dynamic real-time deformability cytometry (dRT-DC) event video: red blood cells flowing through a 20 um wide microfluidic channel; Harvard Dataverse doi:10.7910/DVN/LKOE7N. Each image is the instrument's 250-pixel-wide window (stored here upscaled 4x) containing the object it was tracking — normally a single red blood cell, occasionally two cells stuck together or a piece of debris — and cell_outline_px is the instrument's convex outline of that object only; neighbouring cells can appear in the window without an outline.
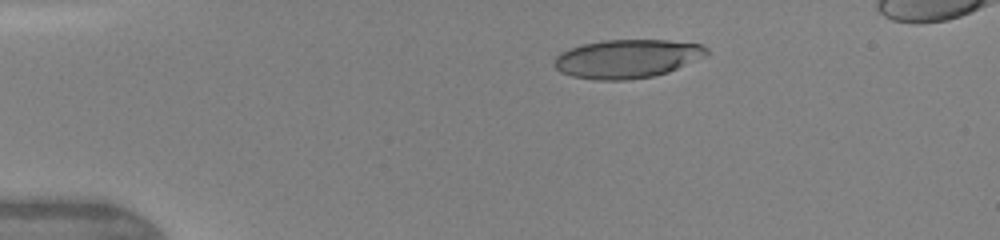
{"species": "human", "species_latin": "Homo sapiens", "temperature_condition": "warm", "stored_images_in_passage": 3, "camera_frame_rate_fps": 3000, "um_per_image_px": 0.085, "donor": {"sex": "female"}, "frame": {"image": 1, "passage_image": 1, "time_ms": 0.0, "image_size_px": [1000, 240], "cell_outline_px": [[708, 56], [668, 72], [652, 76], [628, 80], [596, 80], [572, 76], [560, 72], [552, 64], [552, 60], [560, 52], [584, 44], [604, 40], [668, 40], [700, 44], [708, 48]], "centroid_in_image_um": [53.31, 4.99], "position_along_channel_um": 31.7, "area_um2": 34.45}}